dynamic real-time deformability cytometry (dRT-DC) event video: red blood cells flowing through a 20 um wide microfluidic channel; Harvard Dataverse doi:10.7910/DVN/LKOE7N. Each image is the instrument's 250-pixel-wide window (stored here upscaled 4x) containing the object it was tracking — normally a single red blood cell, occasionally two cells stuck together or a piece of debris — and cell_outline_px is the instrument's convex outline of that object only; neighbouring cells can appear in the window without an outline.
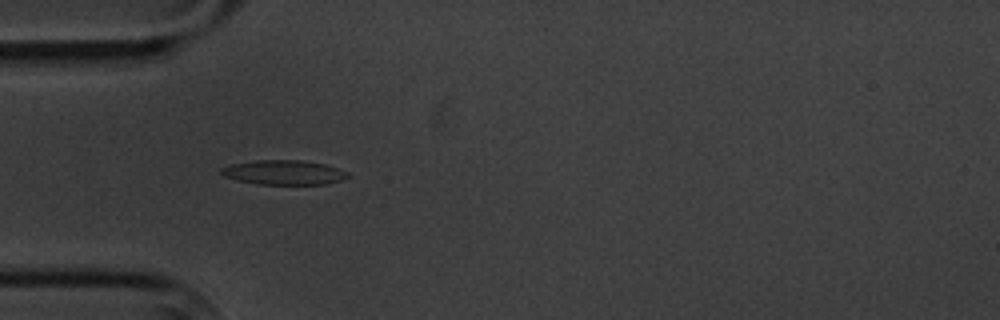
{"species": "common noctule bat (a hibernating species)", "species_latin": "Nyctalus noctula", "temperature_condition": "cold", "stored_images_in_passage": 6, "camera_frame_rate_fps": 3000, "um_per_image_px": 0.085, "animal": {"sex": "male", "body_mass_g": 20.1, "forearm_length_mm": 53.5}, "frame": {"image": 1, "passage_image": 4, "time_ms": 3.333, "image_size_px": [1000, 320], "cell_outline_px": [[352, 176], [344, 180], [328, 184], [256, 184], [236, 180], [224, 176], [220, 172], [220, 168], [228, 164], [256, 160], [300, 160], [324, 164], [348, 172]], "centroid_in_image_um": [24.12, 14.66], "position_along_channel_um": 60.9, "area_um2": 18.32}}
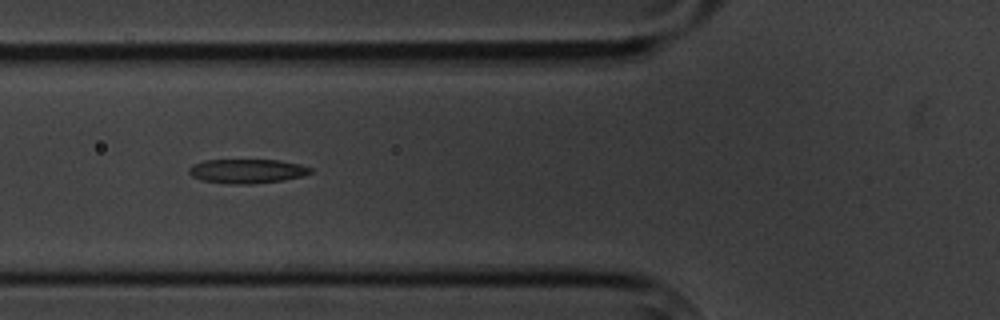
{"frame": {"image": 2, "passage_image": 5, "time_ms": 4.667, "image_size_px": [1000, 320], "cell_outline_px": [[312, 172], [300, 176], [284, 180], [252, 184], [232, 184], [200, 180], [192, 176], [188, 172], [188, 168], [192, 164], [204, 160], [280, 160], [300, 164], [312, 168]], "centroid_in_image_um": [20.97, 14.54], "position_along_channel_um": 104.8, "area_um2": 17.22}}
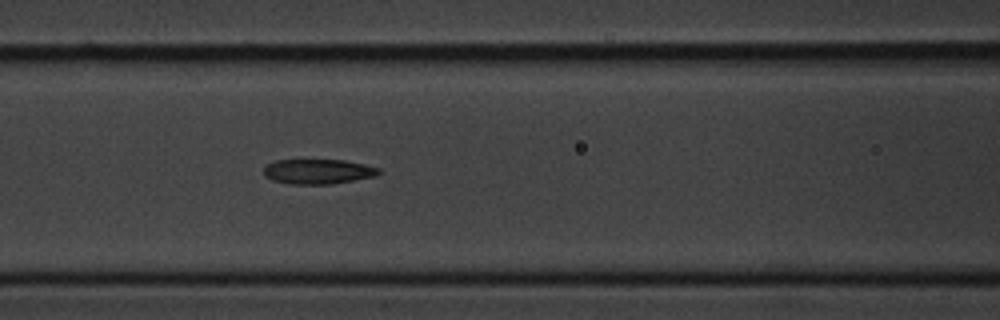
{"frame": {"image": 3, "passage_image": 6, "time_ms": 5.667, "image_size_px": [1000, 320], "cell_outline_px": [[380, 172], [376, 176], [332, 184], [292, 184], [272, 180], [264, 176], [264, 168], [268, 164], [276, 160], [344, 160], [364, 164], [380, 168]], "centroid_in_image_um": [27.04, 14.58], "position_along_channel_um": 139.6, "area_um2": 16.65}}